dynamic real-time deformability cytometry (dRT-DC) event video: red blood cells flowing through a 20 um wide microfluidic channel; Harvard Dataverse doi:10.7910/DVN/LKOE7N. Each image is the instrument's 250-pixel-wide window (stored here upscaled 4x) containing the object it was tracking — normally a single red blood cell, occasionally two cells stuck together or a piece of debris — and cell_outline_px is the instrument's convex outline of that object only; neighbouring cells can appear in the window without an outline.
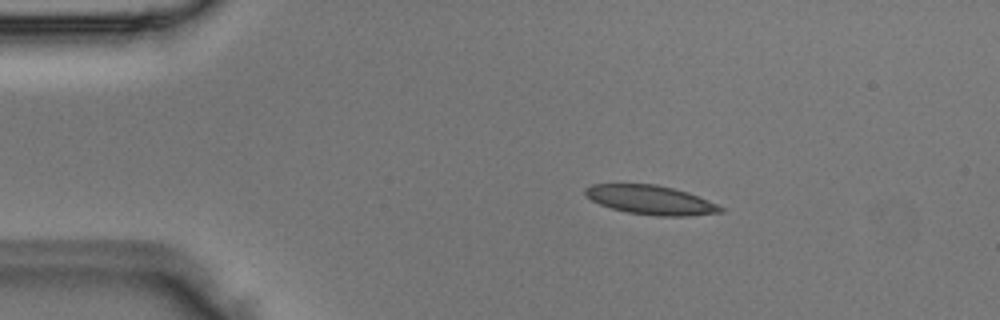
{"species": "Egyptian fruit bat (a non-hibernating species)", "species_latin": "Rousettus aegyptiacus", "temperature_condition": "room temperature", "stored_images_in_passage": 5, "camera_frame_rate_fps": 3000, "um_per_image_px": 0.085, "animal": {"sex": "male"}, "frame": {"image": 1, "passage_image": 2, "time_ms": 0.333, "image_size_px": [1000, 320], "cell_outline_px": [[724, 212], [688, 216], [656, 216], [628, 212], [612, 208], [600, 204], [592, 200], [584, 192], [584, 188], [592, 184], [656, 184], [688, 192], [708, 200], [724, 208]], "centroid_in_image_um": [55.33, 16.99], "position_along_channel_um": 29.7, "area_um2": 22.83}}
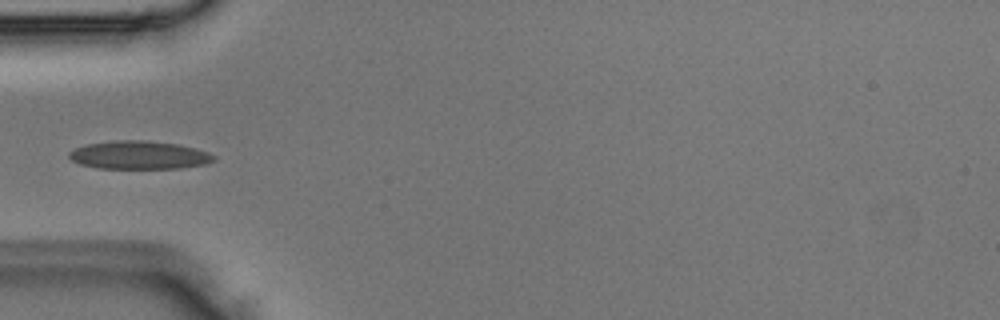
{"frame": {"image": 2, "passage_image": 4, "time_ms": 1.0, "image_size_px": [1000, 320], "cell_outline_px": [[216, 160], [208, 164], [180, 168], [96, 168], [80, 164], [72, 160], [68, 156], [68, 152], [84, 144], [116, 140], [144, 140], [180, 144], [196, 148], [208, 152], [216, 156]], "centroid_in_image_um": [11.85, 13.18], "position_along_channel_um": 73.1, "area_um2": 24.04}}
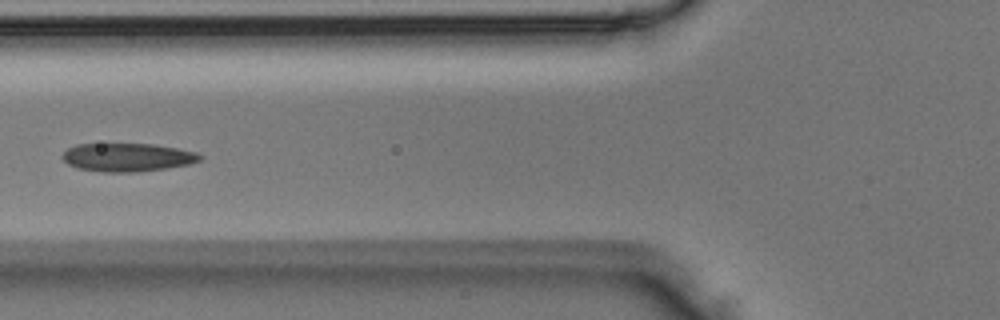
{"frame": {"image": 3, "passage_image": 5, "time_ms": 1.333, "image_size_px": [1000, 320], "cell_outline_px": [[204, 156], [200, 160], [188, 164], [164, 168], [136, 172], [104, 172], [76, 168], [68, 164], [60, 156], [68, 148], [76, 144], [152, 144], [176, 148], [196, 152]], "centroid_in_image_um": [10.8, 13.37], "position_along_channel_um": 115.0, "area_um2": 22.6}}